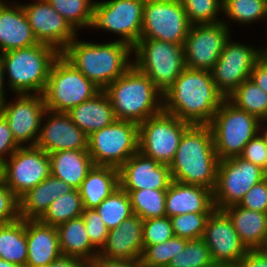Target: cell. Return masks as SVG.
I'll return each mask as SVG.
<instances>
[{
    "instance_id": "bcb514c9",
    "label": "cell",
    "mask_w": 267,
    "mask_h": 267,
    "mask_svg": "<svg viewBox=\"0 0 267 267\" xmlns=\"http://www.w3.org/2000/svg\"><path fill=\"white\" fill-rule=\"evenodd\" d=\"M19 218V200L0 178V225Z\"/></svg>"
},
{
    "instance_id": "7c38bea8",
    "label": "cell",
    "mask_w": 267,
    "mask_h": 267,
    "mask_svg": "<svg viewBox=\"0 0 267 267\" xmlns=\"http://www.w3.org/2000/svg\"><path fill=\"white\" fill-rule=\"evenodd\" d=\"M190 27L180 0H145L140 39L184 45Z\"/></svg>"
},
{
    "instance_id": "11a10c76",
    "label": "cell",
    "mask_w": 267,
    "mask_h": 267,
    "mask_svg": "<svg viewBox=\"0 0 267 267\" xmlns=\"http://www.w3.org/2000/svg\"><path fill=\"white\" fill-rule=\"evenodd\" d=\"M0 267H21V266L13 264L12 262H8L4 259H0Z\"/></svg>"
},
{
    "instance_id": "91938a15",
    "label": "cell",
    "mask_w": 267,
    "mask_h": 267,
    "mask_svg": "<svg viewBox=\"0 0 267 267\" xmlns=\"http://www.w3.org/2000/svg\"><path fill=\"white\" fill-rule=\"evenodd\" d=\"M81 267H92L88 262H84Z\"/></svg>"
},
{
    "instance_id": "9a60e30c",
    "label": "cell",
    "mask_w": 267,
    "mask_h": 267,
    "mask_svg": "<svg viewBox=\"0 0 267 267\" xmlns=\"http://www.w3.org/2000/svg\"><path fill=\"white\" fill-rule=\"evenodd\" d=\"M230 38L211 70L213 81L225 98L250 78L255 64L263 57L260 48L233 42Z\"/></svg>"
},
{
    "instance_id": "5bb4252c",
    "label": "cell",
    "mask_w": 267,
    "mask_h": 267,
    "mask_svg": "<svg viewBox=\"0 0 267 267\" xmlns=\"http://www.w3.org/2000/svg\"><path fill=\"white\" fill-rule=\"evenodd\" d=\"M266 177L264 169L240 156L219 160L213 191L215 209L239 204L250 188Z\"/></svg>"
},
{
    "instance_id": "603a6c76",
    "label": "cell",
    "mask_w": 267,
    "mask_h": 267,
    "mask_svg": "<svg viewBox=\"0 0 267 267\" xmlns=\"http://www.w3.org/2000/svg\"><path fill=\"white\" fill-rule=\"evenodd\" d=\"M215 210L213 190L172 181L166 192L167 217L187 213H212Z\"/></svg>"
},
{
    "instance_id": "2e32d148",
    "label": "cell",
    "mask_w": 267,
    "mask_h": 267,
    "mask_svg": "<svg viewBox=\"0 0 267 267\" xmlns=\"http://www.w3.org/2000/svg\"><path fill=\"white\" fill-rule=\"evenodd\" d=\"M228 30V24L224 20L191 25L184 42L186 67L211 71L230 36Z\"/></svg>"
},
{
    "instance_id": "b9f144b4",
    "label": "cell",
    "mask_w": 267,
    "mask_h": 267,
    "mask_svg": "<svg viewBox=\"0 0 267 267\" xmlns=\"http://www.w3.org/2000/svg\"><path fill=\"white\" fill-rule=\"evenodd\" d=\"M211 213H187L170 217L174 235L188 240L201 239Z\"/></svg>"
},
{
    "instance_id": "5b68a950",
    "label": "cell",
    "mask_w": 267,
    "mask_h": 267,
    "mask_svg": "<svg viewBox=\"0 0 267 267\" xmlns=\"http://www.w3.org/2000/svg\"><path fill=\"white\" fill-rule=\"evenodd\" d=\"M60 52L44 43L0 54L11 91L17 94H43L51 67Z\"/></svg>"
},
{
    "instance_id": "277c9868",
    "label": "cell",
    "mask_w": 267,
    "mask_h": 267,
    "mask_svg": "<svg viewBox=\"0 0 267 267\" xmlns=\"http://www.w3.org/2000/svg\"><path fill=\"white\" fill-rule=\"evenodd\" d=\"M103 91L109 97L117 120L140 124L163 111V93L134 65Z\"/></svg>"
},
{
    "instance_id": "4fadbf2b",
    "label": "cell",
    "mask_w": 267,
    "mask_h": 267,
    "mask_svg": "<svg viewBox=\"0 0 267 267\" xmlns=\"http://www.w3.org/2000/svg\"><path fill=\"white\" fill-rule=\"evenodd\" d=\"M50 175V157L37 146H20L0 166V178L18 199Z\"/></svg>"
},
{
    "instance_id": "6da1fadb",
    "label": "cell",
    "mask_w": 267,
    "mask_h": 267,
    "mask_svg": "<svg viewBox=\"0 0 267 267\" xmlns=\"http://www.w3.org/2000/svg\"><path fill=\"white\" fill-rule=\"evenodd\" d=\"M225 96L211 71L185 68L163 93V110L195 125H208Z\"/></svg>"
},
{
    "instance_id": "ac0fdd59",
    "label": "cell",
    "mask_w": 267,
    "mask_h": 267,
    "mask_svg": "<svg viewBox=\"0 0 267 267\" xmlns=\"http://www.w3.org/2000/svg\"><path fill=\"white\" fill-rule=\"evenodd\" d=\"M202 239L215 265L239 264L248 251L223 210L215 209L208 217Z\"/></svg>"
},
{
    "instance_id": "60d3db41",
    "label": "cell",
    "mask_w": 267,
    "mask_h": 267,
    "mask_svg": "<svg viewBox=\"0 0 267 267\" xmlns=\"http://www.w3.org/2000/svg\"><path fill=\"white\" fill-rule=\"evenodd\" d=\"M191 25L220 22L217 16L222 13V0H180ZM218 14V15H217Z\"/></svg>"
},
{
    "instance_id": "8fae6325",
    "label": "cell",
    "mask_w": 267,
    "mask_h": 267,
    "mask_svg": "<svg viewBox=\"0 0 267 267\" xmlns=\"http://www.w3.org/2000/svg\"><path fill=\"white\" fill-rule=\"evenodd\" d=\"M144 5L145 0L95 1L88 28L111 31L133 47L141 37Z\"/></svg>"
},
{
    "instance_id": "3957f363",
    "label": "cell",
    "mask_w": 267,
    "mask_h": 267,
    "mask_svg": "<svg viewBox=\"0 0 267 267\" xmlns=\"http://www.w3.org/2000/svg\"><path fill=\"white\" fill-rule=\"evenodd\" d=\"M132 47L120 40L107 43H90L77 37L61 55L101 90L122 76L132 65Z\"/></svg>"
},
{
    "instance_id": "7bdbcfd3",
    "label": "cell",
    "mask_w": 267,
    "mask_h": 267,
    "mask_svg": "<svg viewBox=\"0 0 267 267\" xmlns=\"http://www.w3.org/2000/svg\"><path fill=\"white\" fill-rule=\"evenodd\" d=\"M174 231L169 217H157L144 220L143 245H156L173 238Z\"/></svg>"
},
{
    "instance_id": "d6986e66",
    "label": "cell",
    "mask_w": 267,
    "mask_h": 267,
    "mask_svg": "<svg viewBox=\"0 0 267 267\" xmlns=\"http://www.w3.org/2000/svg\"><path fill=\"white\" fill-rule=\"evenodd\" d=\"M21 5L39 43L53 46L61 53L76 38L77 31L47 0Z\"/></svg>"
},
{
    "instance_id": "ffe728a7",
    "label": "cell",
    "mask_w": 267,
    "mask_h": 267,
    "mask_svg": "<svg viewBox=\"0 0 267 267\" xmlns=\"http://www.w3.org/2000/svg\"><path fill=\"white\" fill-rule=\"evenodd\" d=\"M118 171L119 186L125 191L167 190L173 181L169 165L146 157L139 151L132 155Z\"/></svg>"
},
{
    "instance_id": "f5cc1de1",
    "label": "cell",
    "mask_w": 267,
    "mask_h": 267,
    "mask_svg": "<svg viewBox=\"0 0 267 267\" xmlns=\"http://www.w3.org/2000/svg\"><path fill=\"white\" fill-rule=\"evenodd\" d=\"M83 263L84 261L80 258L61 255L45 267H81Z\"/></svg>"
},
{
    "instance_id": "30bf717a",
    "label": "cell",
    "mask_w": 267,
    "mask_h": 267,
    "mask_svg": "<svg viewBox=\"0 0 267 267\" xmlns=\"http://www.w3.org/2000/svg\"><path fill=\"white\" fill-rule=\"evenodd\" d=\"M191 125L164 110L151 116L139 124V152L159 163L170 165L183 133Z\"/></svg>"
},
{
    "instance_id": "681fc988",
    "label": "cell",
    "mask_w": 267,
    "mask_h": 267,
    "mask_svg": "<svg viewBox=\"0 0 267 267\" xmlns=\"http://www.w3.org/2000/svg\"><path fill=\"white\" fill-rule=\"evenodd\" d=\"M239 265L240 267H267V252L262 249H248Z\"/></svg>"
},
{
    "instance_id": "44dd1931",
    "label": "cell",
    "mask_w": 267,
    "mask_h": 267,
    "mask_svg": "<svg viewBox=\"0 0 267 267\" xmlns=\"http://www.w3.org/2000/svg\"><path fill=\"white\" fill-rule=\"evenodd\" d=\"M36 146L47 154L61 150H88V136L65 112L46 110Z\"/></svg>"
},
{
    "instance_id": "ba28073f",
    "label": "cell",
    "mask_w": 267,
    "mask_h": 267,
    "mask_svg": "<svg viewBox=\"0 0 267 267\" xmlns=\"http://www.w3.org/2000/svg\"><path fill=\"white\" fill-rule=\"evenodd\" d=\"M100 91L60 54L51 67L43 96L48 110L68 113Z\"/></svg>"
},
{
    "instance_id": "f907efd6",
    "label": "cell",
    "mask_w": 267,
    "mask_h": 267,
    "mask_svg": "<svg viewBox=\"0 0 267 267\" xmlns=\"http://www.w3.org/2000/svg\"><path fill=\"white\" fill-rule=\"evenodd\" d=\"M250 79L267 93V60L264 57L255 64Z\"/></svg>"
},
{
    "instance_id": "f35d334b",
    "label": "cell",
    "mask_w": 267,
    "mask_h": 267,
    "mask_svg": "<svg viewBox=\"0 0 267 267\" xmlns=\"http://www.w3.org/2000/svg\"><path fill=\"white\" fill-rule=\"evenodd\" d=\"M187 241L188 239L174 236L165 242L148 245L143 249L140 265L142 267H167L172 258L185 248Z\"/></svg>"
},
{
    "instance_id": "e575fe53",
    "label": "cell",
    "mask_w": 267,
    "mask_h": 267,
    "mask_svg": "<svg viewBox=\"0 0 267 267\" xmlns=\"http://www.w3.org/2000/svg\"><path fill=\"white\" fill-rule=\"evenodd\" d=\"M95 210L109 230L118 227L121 222L134 215L130 197L120 186L104 199Z\"/></svg>"
},
{
    "instance_id": "e0dca14e",
    "label": "cell",
    "mask_w": 267,
    "mask_h": 267,
    "mask_svg": "<svg viewBox=\"0 0 267 267\" xmlns=\"http://www.w3.org/2000/svg\"><path fill=\"white\" fill-rule=\"evenodd\" d=\"M0 104V113L7 120L15 141L20 146H36L47 107L43 94H17L15 102Z\"/></svg>"
},
{
    "instance_id": "4dcf8cb0",
    "label": "cell",
    "mask_w": 267,
    "mask_h": 267,
    "mask_svg": "<svg viewBox=\"0 0 267 267\" xmlns=\"http://www.w3.org/2000/svg\"><path fill=\"white\" fill-rule=\"evenodd\" d=\"M56 229L62 255L89 262L99 254V250L89 239L82 216L68 220Z\"/></svg>"
},
{
    "instance_id": "816d5d0a",
    "label": "cell",
    "mask_w": 267,
    "mask_h": 267,
    "mask_svg": "<svg viewBox=\"0 0 267 267\" xmlns=\"http://www.w3.org/2000/svg\"><path fill=\"white\" fill-rule=\"evenodd\" d=\"M92 267H141L140 262L106 259L100 255H96L88 262Z\"/></svg>"
},
{
    "instance_id": "db71d44e",
    "label": "cell",
    "mask_w": 267,
    "mask_h": 267,
    "mask_svg": "<svg viewBox=\"0 0 267 267\" xmlns=\"http://www.w3.org/2000/svg\"><path fill=\"white\" fill-rule=\"evenodd\" d=\"M5 73H4V68H3V63H2V59H1V57H0V104L2 103V101L5 99V87H4V76H6V75H4ZM4 89V90H3Z\"/></svg>"
},
{
    "instance_id": "8992f818",
    "label": "cell",
    "mask_w": 267,
    "mask_h": 267,
    "mask_svg": "<svg viewBox=\"0 0 267 267\" xmlns=\"http://www.w3.org/2000/svg\"><path fill=\"white\" fill-rule=\"evenodd\" d=\"M216 155L219 160L240 156L245 145L261 130V121L224 99L211 122Z\"/></svg>"
},
{
    "instance_id": "f1b7e54d",
    "label": "cell",
    "mask_w": 267,
    "mask_h": 267,
    "mask_svg": "<svg viewBox=\"0 0 267 267\" xmlns=\"http://www.w3.org/2000/svg\"><path fill=\"white\" fill-rule=\"evenodd\" d=\"M51 175L78 189L94 164L88 150H61L48 154Z\"/></svg>"
},
{
    "instance_id": "52a82bcc",
    "label": "cell",
    "mask_w": 267,
    "mask_h": 267,
    "mask_svg": "<svg viewBox=\"0 0 267 267\" xmlns=\"http://www.w3.org/2000/svg\"><path fill=\"white\" fill-rule=\"evenodd\" d=\"M133 65L164 93L186 68L184 45L156 39H140L133 47Z\"/></svg>"
},
{
    "instance_id": "8d00e7d4",
    "label": "cell",
    "mask_w": 267,
    "mask_h": 267,
    "mask_svg": "<svg viewBox=\"0 0 267 267\" xmlns=\"http://www.w3.org/2000/svg\"><path fill=\"white\" fill-rule=\"evenodd\" d=\"M226 18L239 24H249L267 18V0H222Z\"/></svg>"
},
{
    "instance_id": "6f0895ef",
    "label": "cell",
    "mask_w": 267,
    "mask_h": 267,
    "mask_svg": "<svg viewBox=\"0 0 267 267\" xmlns=\"http://www.w3.org/2000/svg\"><path fill=\"white\" fill-rule=\"evenodd\" d=\"M262 123H261V125L263 124V123H267V120H265V122L264 121H261ZM263 130H265V131H263V132H261L265 137H266V140H267V126L263 129Z\"/></svg>"
},
{
    "instance_id": "74e56055",
    "label": "cell",
    "mask_w": 267,
    "mask_h": 267,
    "mask_svg": "<svg viewBox=\"0 0 267 267\" xmlns=\"http://www.w3.org/2000/svg\"><path fill=\"white\" fill-rule=\"evenodd\" d=\"M53 9L59 13L75 30L88 28L91 21L92 0H47Z\"/></svg>"
},
{
    "instance_id": "d4e9b609",
    "label": "cell",
    "mask_w": 267,
    "mask_h": 267,
    "mask_svg": "<svg viewBox=\"0 0 267 267\" xmlns=\"http://www.w3.org/2000/svg\"><path fill=\"white\" fill-rule=\"evenodd\" d=\"M26 241V267H45L62 255L56 227L39 220H26Z\"/></svg>"
},
{
    "instance_id": "7dc6e473",
    "label": "cell",
    "mask_w": 267,
    "mask_h": 267,
    "mask_svg": "<svg viewBox=\"0 0 267 267\" xmlns=\"http://www.w3.org/2000/svg\"><path fill=\"white\" fill-rule=\"evenodd\" d=\"M238 205L253 211L267 213V177L252 186Z\"/></svg>"
},
{
    "instance_id": "d590c367",
    "label": "cell",
    "mask_w": 267,
    "mask_h": 267,
    "mask_svg": "<svg viewBox=\"0 0 267 267\" xmlns=\"http://www.w3.org/2000/svg\"><path fill=\"white\" fill-rule=\"evenodd\" d=\"M126 192L130 197L134 215L143 220L166 216L165 199L167 190L140 189Z\"/></svg>"
},
{
    "instance_id": "680465c9",
    "label": "cell",
    "mask_w": 267,
    "mask_h": 267,
    "mask_svg": "<svg viewBox=\"0 0 267 267\" xmlns=\"http://www.w3.org/2000/svg\"><path fill=\"white\" fill-rule=\"evenodd\" d=\"M262 250L267 252V237H266L265 243H264V245L262 247Z\"/></svg>"
},
{
    "instance_id": "83f0119b",
    "label": "cell",
    "mask_w": 267,
    "mask_h": 267,
    "mask_svg": "<svg viewBox=\"0 0 267 267\" xmlns=\"http://www.w3.org/2000/svg\"><path fill=\"white\" fill-rule=\"evenodd\" d=\"M223 211L232 220L234 229L247 249H262L267 237V213L231 205Z\"/></svg>"
},
{
    "instance_id": "1f68e13d",
    "label": "cell",
    "mask_w": 267,
    "mask_h": 267,
    "mask_svg": "<svg viewBox=\"0 0 267 267\" xmlns=\"http://www.w3.org/2000/svg\"><path fill=\"white\" fill-rule=\"evenodd\" d=\"M27 255L26 220L0 225V259L26 267Z\"/></svg>"
},
{
    "instance_id": "f6af8a7d",
    "label": "cell",
    "mask_w": 267,
    "mask_h": 267,
    "mask_svg": "<svg viewBox=\"0 0 267 267\" xmlns=\"http://www.w3.org/2000/svg\"><path fill=\"white\" fill-rule=\"evenodd\" d=\"M241 158L250 161L267 172V140L266 137L258 133L244 147L240 155Z\"/></svg>"
},
{
    "instance_id": "f546056e",
    "label": "cell",
    "mask_w": 267,
    "mask_h": 267,
    "mask_svg": "<svg viewBox=\"0 0 267 267\" xmlns=\"http://www.w3.org/2000/svg\"><path fill=\"white\" fill-rule=\"evenodd\" d=\"M119 187L118 168L93 166L78 188L83 207L95 209Z\"/></svg>"
},
{
    "instance_id": "ab89813d",
    "label": "cell",
    "mask_w": 267,
    "mask_h": 267,
    "mask_svg": "<svg viewBox=\"0 0 267 267\" xmlns=\"http://www.w3.org/2000/svg\"><path fill=\"white\" fill-rule=\"evenodd\" d=\"M210 250L203 239L188 240L185 248L167 267H214Z\"/></svg>"
},
{
    "instance_id": "9f6ffc18",
    "label": "cell",
    "mask_w": 267,
    "mask_h": 267,
    "mask_svg": "<svg viewBox=\"0 0 267 267\" xmlns=\"http://www.w3.org/2000/svg\"><path fill=\"white\" fill-rule=\"evenodd\" d=\"M214 267H240L239 264L215 265Z\"/></svg>"
},
{
    "instance_id": "484cf974",
    "label": "cell",
    "mask_w": 267,
    "mask_h": 267,
    "mask_svg": "<svg viewBox=\"0 0 267 267\" xmlns=\"http://www.w3.org/2000/svg\"><path fill=\"white\" fill-rule=\"evenodd\" d=\"M73 189L65 181L52 175L48 176L18 199L19 218L38 220L52 202Z\"/></svg>"
},
{
    "instance_id": "94428289",
    "label": "cell",
    "mask_w": 267,
    "mask_h": 267,
    "mask_svg": "<svg viewBox=\"0 0 267 267\" xmlns=\"http://www.w3.org/2000/svg\"><path fill=\"white\" fill-rule=\"evenodd\" d=\"M260 51H261V54L263 56L267 52V48L265 47L264 49H260Z\"/></svg>"
},
{
    "instance_id": "7402d4cb",
    "label": "cell",
    "mask_w": 267,
    "mask_h": 267,
    "mask_svg": "<svg viewBox=\"0 0 267 267\" xmlns=\"http://www.w3.org/2000/svg\"><path fill=\"white\" fill-rule=\"evenodd\" d=\"M143 223L142 218L132 215L109 230L107 241L98 255L106 259L140 262L144 249Z\"/></svg>"
},
{
    "instance_id": "cb8c5ba5",
    "label": "cell",
    "mask_w": 267,
    "mask_h": 267,
    "mask_svg": "<svg viewBox=\"0 0 267 267\" xmlns=\"http://www.w3.org/2000/svg\"><path fill=\"white\" fill-rule=\"evenodd\" d=\"M0 0V53L36 45L37 41L21 4ZM11 7V8H10Z\"/></svg>"
},
{
    "instance_id": "4316f807",
    "label": "cell",
    "mask_w": 267,
    "mask_h": 267,
    "mask_svg": "<svg viewBox=\"0 0 267 267\" xmlns=\"http://www.w3.org/2000/svg\"><path fill=\"white\" fill-rule=\"evenodd\" d=\"M68 114L87 136L117 120L109 97L103 90L92 99L72 108Z\"/></svg>"
},
{
    "instance_id": "7a4b0ae2",
    "label": "cell",
    "mask_w": 267,
    "mask_h": 267,
    "mask_svg": "<svg viewBox=\"0 0 267 267\" xmlns=\"http://www.w3.org/2000/svg\"><path fill=\"white\" fill-rule=\"evenodd\" d=\"M218 163L210 126L192 124L183 133L169 168L173 181L214 191Z\"/></svg>"
},
{
    "instance_id": "d6a6232c",
    "label": "cell",
    "mask_w": 267,
    "mask_h": 267,
    "mask_svg": "<svg viewBox=\"0 0 267 267\" xmlns=\"http://www.w3.org/2000/svg\"><path fill=\"white\" fill-rule=\"evenodd\" d=\"M226 98L238 108L257 117L260 121L267 120V93L250 78L242 82Z\"/></svg>"
},
{
    "instance_id": "ee69618b",
    "label": "cell",
    "mask_w": 267,
    "mask_h": 267,
    "mask_svg": "<svg viewBox=\"0 0 267 267\" xmlns=\"http://www.w3.org/2000/svg\"><path fill=\"white\" fill-rule=\"evenodd\" d=\"M82 218L91 243L100 251L107 241L109 229L95 209L84 208Z\"/></svg>"
},
{
    "instance_id": "9c48e42d",
    "label": "cell",
    "mask_w": 267,
    "mask_h": 267,
    "mask_svg": "<svg viewBox=\"0 0 267 267\" xmlns=\"http://www.w3.org/2000/svg\"><path fill=\"white\" fill-rule=\"evenodd\" d=\"M139 151V124L116 120L88 136V153L94 166L120 168Z\"/></svg>"
},
{
    "instance_id": "6125c7cd",
    "label": "cell",
    "mask_w": 267,
    "mask_h": 267,
    "mask_svg": "<svg viewBox=\"0 0 267 267\" xmlns=\"http://www.w3.org/2000/svg\"><path fill=\"white\" fill-rule=\"evenodd\" d=\"M263 57L267 60V52L263 55Z\"/></svg>"
},
{
    "instance_id": "836d02e7",
    "label": "cell",
    "mask_w": 267,
    "mask_h": 267,
    "mask_svg": "<svg viewBox=\"0 0 267 267\" xmlns=\"http://www.w3.org/2000/svg\"><path fill=\"white\" fill-rule=\"evenodd\" d=\"M84 207L78 189L58 197L38 219L41 223L58 227L59 225L82 216Z\"/></svg>"
},
{
    "instance_id": "c3c4849f",
    "label": "cell",
    "mask_w": 267,
    "mask_h": 267,
    "mask_svg": "<svg viewBox=\"0 0 267 267\" xmlns=\"http://www.w3.org/2000/svg\"><path fill=\"white\" fill-rule=\"evenodd\" d=\"M20 147L15 141L7 120L0 113V166ZM8 157V158H7Z\"/></svg>"
}]
</instances>
